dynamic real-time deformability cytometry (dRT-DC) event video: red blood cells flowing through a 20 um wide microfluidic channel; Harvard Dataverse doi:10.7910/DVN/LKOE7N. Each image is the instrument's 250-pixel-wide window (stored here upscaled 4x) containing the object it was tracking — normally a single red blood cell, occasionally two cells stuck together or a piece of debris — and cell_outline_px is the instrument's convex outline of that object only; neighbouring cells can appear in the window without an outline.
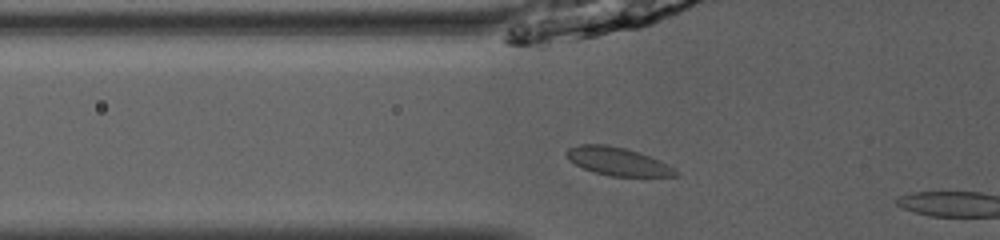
{"species": "common noctule bat (a hibernating species)", "species_latin": "Nyctalus noctula", "temperature_condition": "room temperature", "stored_images_in_passage": 31, "camera_frame_rate_fps": 3000, "um_per_image_px": 0.085, "animal": {"sex": "male", "body_mass_g": 13.0, "forearm_length_mm": 53.1}, "frame": {"image": 1, "passage_image": 13, "time_ms": 4.0, "image_size_px": [1000, 240], "cell_outline_px": [[680, 176], [612, 176], [596, 172], [584, 168], [576, 164], [564, 152], [568, 148], [580, 144], [604, 144], [624, 148], [640, 152], [660, 160], [668, 164], [680, 172]], "centroid_in_image_um": [52.57, 13.71], "position_along_channel_um": 73.2, "area_um2": 17.74}}
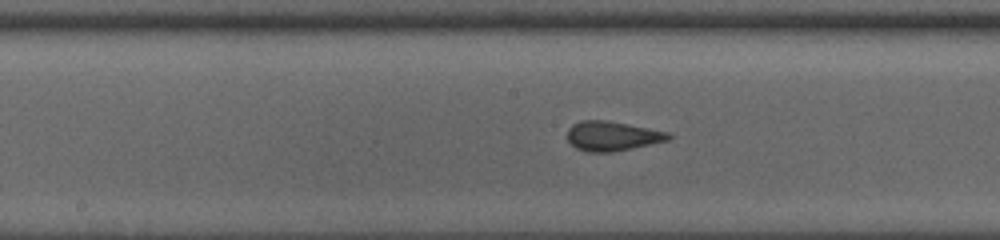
{"frame": {"image": 2, "passage_image": 22, "time_ms": 7.0, "image_size_px": [1000, 240], "cell_outline_px": [[672, 136], [668, 140], [612, 152], [588, 152], [576, 148], [568, 140], [568, 128], [572, 124], [580, 120], [608, 120], [668, 132]], "centroid_in_image_um": [52.01, 11.55], "position_along_channel_um": 196.2, "area_um2": 17.28}}
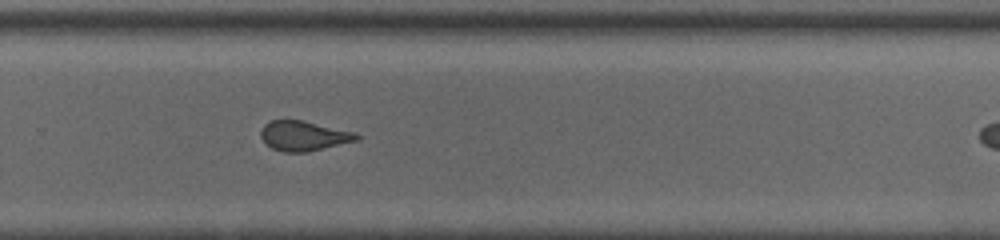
{"frame": {"image": 3, "passage_image": 30, "time_ms": 9.667, "image_size_px": [1000, 240], "cell_outline_px": [[360, 140], [308, 152], [284, 152], [272, 148], [264, 144], [260, 136], [260, 132], [264, 124], [268, 120], [300, 120], [356, 132], [360, 136]], "centroid_in_image_um": [25.8, 11.55], "position_along_channel_um": 304.0, "area_um2": 16.88}}